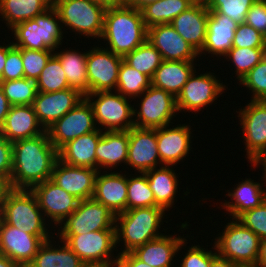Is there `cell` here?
<instances>
[{
	"mask_svg": "<svg viewBox=\"0 0 266 267\" xmlns=\"http://www.w3.org/2000/svg\"><path fill=\"white\" fill-rule=\"evenodd\" d=\"M58 150L50 142L47 131L29 139L12 143L11 189H29L51 179Z\"/></svg>",
	"mask_w": 266,
	"mask_h": 267,
	"instance_id": "obj_1",
	"label": "cell"
},
{
	"mask_svg": "<svg viewBox=\"0 0 266 267\" xmlns=\"http://www.w3.org/2000/svg\"><path fill=\"white\" fill-rule=\"evenodd\" d=\"M148 28L141 11L119 4L106 8L102 39L107 41L111 52L124 57L147 41Z\"/></svg>",
	"mask_w": 266,
	"mask_h": 267,
	"instance_id": "obj_2",
	"label": "cell"
},
{
	"mask_svg": "<svg viewBox=\"0 0 266 267\" xmlns=\"http://www.w3.org/2000/svg\"><path fill=\"white\" fill-rule=\"evenodd\" d=\"M164 211L166 210L162 207L133 208L115 215L116 245L123 241L125 246L119 254L132 252L135 248L163 236L158 229L163 222Z\"/></svg>",
	"mask_w": 266,
	"mask_h": 267,
	"instance_id": "obj_3",
	"label": "cell"
},
{
	"mask_svg": "<svg viewBox=\"0 0 266 267\" xmlns=\"http://www.w3.org/2000/svg\"><path fill=\"white\" fill-rule=\"evenodd\" d=\"M43 216L31 190L10 188L6 192L0 212V219L6 224L36 236H49Z\"/></svg>",
	"mask_w": 266,
	"mask_h": 267,
	"instance_id": "obj_4",
	"label": "cell"
},
{
	"mask_svg": "<svg viewBox=\"0 0 266 267\" xmlns=\"http://www.w3.org/2000/svg\"><path fill=\"white\" fill-rule=\"evenodd\" d=\"M59 15L51 6L45 12L26 20L11 28L17 48L30 50H53L59 48L63 39V31Z\"/></svg>",
	"mask_w": 266,
	"mask_h": 267,
	"instance_id": "obj_5",
	"label": "cell"
},
{
	"mask_svg": "<svg viewBox=\"0 0 266 267\" xmlns=\"http://www.w3.org/2000/svg\"><path fill=\"white\" fill-rule=\"evenodd\" d=\"M235 220V221H234ZM228 222L224 232L214 242V248L221 257L240 267H256L261 239L238 219Z\"/></svg>",
	"mask_w": 266,
	"mask_h": 267,
	"instance_id": "obj_6",
	"label": "cell"
},
{
	"mask_svg": "<svg viewBox=\"0 0 266 267\" xmlns=\"http://www.w3.org/2000/svg\"><path fill=\"white\" fill-rule=\"evenodd\" d=\"M52 6L63 26L77 34L101 39L106 11L104 6L90 0H56Z\"/></svg>",
	"mask_w": 266,
	"mask_h": 267,
	"instance_id": "obj_7",
	"label": "cell"
},
{
	"mask_svg": "<svg viewBox=\"0 0 266 267\" xmlns=\"http://www.w3.org/2000/svg\"><path fill=\"white\" fill-rule=\"evenodd\" d=\"M85 98L92 106L96 125L98 122L102 128L105 126V131H128L134 127V106L122 94L98 91L86 94ZM94 98L97 99L93 101Z\"/></svg>",
	"mask_w": 266,
	"mask_h": 267,
	"instance_id": "obj_8",
	"label": "cell"
},
{
	"mask_svg": "<svg viewBox=\"0 0 266 267\" xmlns=\"http://www.w3.org/2000/svg\"><path fill=\"white\" fill-rule=\"evenodd\" d=\"M61 243L70 249L86 264L108 267L118 262L111 257L116 246L115 230L92 231L81 235H59Z\"/></svg>",
	"mask_w": 266,
	"mask_h": 267,
	"instance_id": "obj_9",
	"label": "cell"
},
{
	"mask_svg": "<svg viewBox=\"0 0 266 267\" xmlns=\"http://www.w3.org/2000/svg\"><path fill=\"white\" fill-rule=\"evenodd\" d=\"M60 224L61 231L57 235H81L92 231L115 230V215L106 206L90 198L79 201L76 210Z\"/></svg>",
	"mask_w": 266,
	"mask_h": 267,
	"instance_id": "obj_10",
	"label": "cell"
},
{
	"mask_svg": "<svg viewBox=\"0 0 266 267\" xmlns=\"http://www.w3.org/2000/svg\"><path fill=\"white\" fill-rule=\"evenodd\" d=\"M139 97L143 98L138 103L139 110L134 108L135 127L161 128L169 125L175 113L178 112L176 97L161 88L151 85Z\"/></svg>",
	"mask_w": 266,
	"mask_h": 267,
	"instance_id": "obj_11",
	"label": "cell"
},
{
	"mask_svg": "<svg viewBox=\"0 0 266 267\" xmlns=\"http://www.w3.org/2000/svg\"><path fill=\"white\" fill-rule=\"evenodd\" d=\"M97 129L92 106L84 98L46 131L52 145L59 150L68 141Z\"/></svg>",
	"mask_w": 266,
	"mask_h": 267,
	"instance_id": "obj_12",
	"label": "cell"
},
{
	"mask_svg": "<svg viewBox=\"0 0 266 267\" xmlns=\"http://www.w3.org/2000/svg\"><path fill=\"white\" fill-rule=\"evenodd\" d=\"M246 155L252 164L266 154V100H251L240 109Z\"/></svg>",
	"mask_w": 266,
	"mask_h": 267,
	"instance_id": "obj_13",
	"label": "cell"
},
{
	"mask_svg": "<svg viewBox=\"0 0 266 267\" xmlns=\"http://www.w3.org/2000/svg\"><path fill=\"white\" fill-rule=\"evenodd\" d=\"M196 71L185 83L176 97L178 111L198 112L202 107L213 103L224 92L225 86L214 76V73L197 75Z\"/></svg>",
	"mask_w": 266,
	"mask_h": 267,
	"instance_id": "obj_14",
	"label": "cell"
},
{
	"mask_svg": "<svg viewBox=\"0 0 266 267\" xmlns=\"http://www.w3.org/2000/svg\"><path fill=\"white\" fill-rule=\"evenodd\" d=\"M123 57L108 49L93 47L87 51V79L89 93L116 89Z\"/></svg>",
	"mask_w": 266,
	"mask_h": 267,
	"instance_id": "obj_15",
	"label": "cell"
},
{
	"mask_svg": "<svg viewBox=\"0 0 266 267\" xmlns=\"http://www.w3.org/2000/svg\"><path fill=\"white\" fill-rule=\"evenodd\" d=\"M50 236H36L6 224L0 219V253L20 267H27L40 245Z\"/></svg>",
	"mask_w": 266,
	"mask_h": 267,
	"instance_id": "obj_16",
	"label": "cell"
},
{
	"mask_svg": "<svg viewBox=\"0 0 266 267\" xmlns=\"http://www.w3.org/2000/svg\"><path fill=\"white\" fill-rule=\"evenodd\" d=\"M84 98L85 95L74 88L49 93L38 92L33 108L38 122L46 131Z\"/></svg>",
	"mask_w": 266,
	"mask_h": 267,
	"instance_id": "obj_17",
	"label": "cell"
},
{
	"mask_svg": "<svg viewBox=\"0 0 266 267\" xmlns=\"http://www.w3.org/2000/svg\"><path fill=\"white\" fill-rule=\"evenodd\" d=\"M31 191L35 194L44 217H50L60 226L67 216L77 208L79 200L56 185L51 179L35 185Z\"/></svg>",
	"mask_w": 266,
	"mask_h": 267,
	"instance_id": "obj_18",
	"label": "cell"
},
{
	"mask_svg": "<svg viewBox=\"0 0 266 267\" xmlns=\"http://www.w3.org/2000/svg\"><path fill=\"white\" fill-rule=\"evenodd\" d=\"M126 164L138 170L140 174L157 168V164H161L158 154L156 129L134 126L129 130Z\"/></svg>",
	"mask_w": 266,
	"mask_h": 267,
	"instance_id": "obj_19",
	"label": "cell"
},
{
	"mask_svg": "<svg viewBox=\"0 0 266 267\" xmlns=\"http://www.w3.org/2000/svg\"><path fill=\"white\" fill-rule=\"evenodd\" d=\"M147 40L160 52L163 60L194 61L199 53L169 24L148 28Z\"/></svg>",
	"mask_w": 266,
	"mask_h": 267,
	"instance_id": "obj_20",
	"label": "cell"
},
{
	"mask_svg": "<svg viewBox=\"0 0 266 267\" xmlns=\"http://www.w3.org/2000/svg\"><path fill=\"white\" fill-rule=\"evenodd\" d=\"M97 173L98 170L70 166L58 159L54 165L51 180L82 201L92 198Z\"/></svg>",
	"mask_w": 266,
	"mask_h": 267,
	"instance_id": "obj_21",
	"label": "cell"
},
{
	"mask_svg": "<svg viewBox=\"0 0 266 267\" xmlns=\"http://www.w3.org/2000/svg\"><path fill=\"white\" fill-rule=\"evenodd\" d=\"M165 125L156 128L158 154L161 166H173L183 160L191 150V127L190 125H177L175 128H167Z\"/></svg>",
	"mask_w": 266,
	"mask_h": 267,
	"instance_id": "obj_22",
	"label": "cell"
},
{
	"mask_svg": "<svg viewBox=\"0 0 266 267\" xmlns=\"http://www.w3.org/2000/svg\"><path fill=\"white\" fill-rule=\"evenodd\" d=\"M100 174L99 170L95 178L92 198L106 206L114 215L125 212L127 210L128 177L118 172Z\"/></svg>",
	"mask_w": 266,
	"mask_h": 267,
	"instance_id": "obj_23",
	"label": "cell"
},
{
	"mask_svg": "<svg viewBox=\"0 0 266 267\" xmlns=\"http://www.w3.org/2000/svg\"><path fill=\"white\" fill-rule=\"evenodd\" d=\"M38 122L33 105L11 106L0 127V134L9 142L37 137L45 132Z\"/></svg>",
	"mask_w": 266,
	"mask_h": 267,
	"instance_id": "obj_24",
	"label": "cell"
},
{
	"mask_svg": "<svg viewBox=\"0 0 266 267\" xmlns=\"http://www.w3.org/2000/svg\"><path fill=\"white\" fill-rule=\"evenodd\" d=\"M208 16L207 6L193 4L175 17L170 24L199 53L205 42Z\"/></svg>",
	"mask_w": 266,
	"mask_h": 267,
	"instance_id": "obj_25",
	"label": "cell"
},
{
	"mask_svg": "<svg viewBox=\"0 0 266 267\" xmlns=\"http://www.w3.org/2000/svg\"><path fill=\"white\" fill-rule=\"evenodd\" d=\"M237 26L238 23L229 17L209 11L205 42L199 55L208 52L219 57L225 56L233 47L232 42Z\"/></svg>",
	"mask_w": 266,
	"mask_h": 267,
	"instance_id": "obj_26",
	"label": "cell"
},
{
	"mask_svg": "<svg viewBox=\"0 0 266 267\" xmlns=\"http://www.w3.org/2000/svg\"><path fill=\"white\" fill-rule=\"evenodd\" d=\"M102 130L99 127L91 133L68 141L58 150L59 160L70 166L96 170V148Z\"/></svg>",
	"mask_w": 266,
	"mask_h": 267,
	"instance_id": "obj_27",
	"label": "cell"
},
{
	"mask_svg": "<svg viewBox=\"0 0 266 267\" xmlns=\"http://www.w3.org/2000/svg\"><path fill=\"white\" fill-rule=\"evenodd\" d=\"M185 241L187 240L179 235H163L135 248L132 253L152 267H171L174 256L182 249Z\"/></svg>",
	"mask_w": 266,
	"mask_h": 267,
	"instance_id": "obj_28",
	"label": "cell"
},
{
	"mask_svg": "<svg viewBox=\"0 0 266 267\" xmlns=\"http://www.w3.org/2000/svg\"><path fill=\"white\" fill-rule=\"evenodd\" d=\"M128 143L129 130L102 132L96 148V170L114 168L121 162L127 163Z\"/></svg>",
	"mask_w": 266,
	"mask_h": 267,
	"instance_id": "obj_29",
	"label": "cell"
},
{
	"mask_svg": "<svg viewBox=\"0 0 266 267\" xmlns=\"http://www.w3.org/2000/svg\"><path fill=\"white\" fill-rule=\"evenodd\" d=\"M194 64V61L163 60L151 79L152 85L177 97L196 71Z\"/></svg>",
	"mask_w": 266,
	"mask_h": 267,
	"instance_id": "obj_30",
	"label": "cell"
},
{
	"mask_svg": "<svg viewBox=\"0 0 266 267\" xmlns=\"http://www.w3.org/2000/svg\"><path fill=\"white\" fill-rule=\"evenodd\" d=\"M243 181L237 184L232 192H228L227 196L232 202L222 203V207L228 211L232 219H237L245 211L260 206L266 200V191L262 189L260 183L251 179Z\"/></svg>",
	"mask_w": 266,
	"mask_h": 267,
	"instance_id": "obj_31",
	"label": "cell"
},
{
	"mask_svg": "<svg viewBox=\"0 0 266 267\" xmlns=\"http://www.w3.org/2000/svg\"><path fill=\"white\" fill-rule=\"evenodd\" d=\"M169 166L163 165L159 168L145 172L148 184L155 198V203L165 210H169L174 203L176 192H178V179L176 173Z\"/></svg>",
	"mask_w": 266,
	"mask_h": 267,
	"instance_id": "obj_32",
	"label": "cell"
},
{
	"mask_svg": "<svg viewBox=\"0 0 266 267\" xmlns=\"http://www.w3.org/2000/svg\"><path fill=\"white\" fill-rule=\"evenodd\" d=\"M50 239L44 241L27 267H84L86 264L63 242L53 247Z\"/></svg>",
	"mask_w": 266,
	"mask_h": 267,
	"instance_id": "obj_33",
	"label": "cell"
},
{
	"mask_svg": "<svg viewBox=\"0 0 266 267\" xmlns=\"http://www.w3.org/2000/svg\"><path fill=\"white\" fill-rule=\"evenodd\" d=\"M52 6L49 0H0V14L11 29L26 20L33 19Z\"/></svg>",
	"mask_w": 266,
	"mask_h": 267,
	"instance_id": "obj_34",
	"label": "cell"
},
{
	"mask_svg": "<svg viewBox=\"0 0 266 267\" xmlns=\"http://www.w3.org/2000/svg\"><path fill=\"white\" fill-rule=\"evenodd\" d=\"M59 59L65 72L66 79L70 88L79 90L83 95L89 94V84L87 79V52L63 50L54 53Z\"/></svg>",
	"mask_w": 266,
	"mask_h": 267,
	"instance_id": "obj_35",
	"label": "cell"
},
{
	"mask_svg": "<svg viewBox=\"0 0 266 267\" xmlns=\"http://www.w3.org/2000/svg\"><path fill=\"white\" fill-rule=\"evenodd\" d=\"M192 5L189 0H159L144 6L140 11L143 22L149 28L158 24H169Z\"/></svg>",
	"mask_w": 266,
	"mask_h": 267,
	"instance_id": "obj_36",
	"label": "cell"
},
{
	"mask_svg": "<svg viewBox=\"0 0 266 267\" xmlns=\"http://www.w3.org/2000/svg\"><path fill=\"white\" fill-rule=\"evenodd\" d=\"M152 85L151 78L131 67L124 60L118 72L116 92L124 97L136 98Z\"/></svg>",
	"mask_w": 266,
	"mask_h": 267,
	"instance_id": "obj_37",
	"label": "cell"
},
{
	"mask_svg": "<svg viewBox=\"0 0 266 267\" xmlns=\"http://www.w3.org/2000/svg\"><path fill=\"white\" fill-rule=\"evenodd\" d=\"M123 60L151 79L163 61L160 52L148 40L132 52L126 54Z\"/></svg>",
	"mask_w": 266,
	"mask_h": 267,
	"instance_id": "obj_38",
	"label": "cell"
},
{
	"mask_svg": "<svg viewBox=\"0 0 266 267\" xmlns=\"http://www.w3.org/2000/svg\"><path fill=\"white\" fill-rule=\"evenodd\" d=\"M0 88L11 106L33 105L38 93L37 80L30 78L0 81Z\"/></svg>",
	"mask_w": 266,
	"mask_h": 267,
	"instance_id": "obj_39",
	"label": "cell"
},
{
	"mask_svg": "<svg viewBox=\"0 0 266 267\" xmlns=\"http://www.w3.org/2000/svg\"><path fill=\"white\" fill-rule=\"evenodd\" d=\"M141 175L128 178L127 210L133 208L159 207L155 203L154 194L149 187L146 174L141 173Z\"/></svg>",
	"mask_w": 266,
	"mask_h": 267,
	"instance_id": "obj_40",
	"label": "cell"
},
{
	"mask_svg": "<svg viewBox=\"0 0 266 267\" xmlns=\"http://www.w3.org/2000/svg\"><path fill=\"white\" fill-rule=\"evenodd\" d=\"M38 92L49 93L70 88L59 59L53 55L37 79Z\"/></svg>",
	"mask_w": 266,
	"mask_h": 267,
	"instance_id": "obj_41",
	"label": "cell"
},
{
	"mask_svg": "<svg viewBox=\"0 0 266 267\" xmlns=\"http://www.w3.org/2000/svg\"><path fill=\"white\" fill-rule=\"evenodd\" d=\"M266 55V48L232 47L225 55L226 59L232 60L236 68L239 82L243 77Z\"/></svg>",
	"mask_w": 266,
	"mask_h": 267,
	"instance_id": "obj_42",
	"label": "cell"
},
{
	"mask_svg": "<svg viewBox=\"0 0 266 267\" xmlns=\"http://www.w3.org/2000/svg\"><path fill=\"white\" fill-rule=\"evenodd\" d=\"M255 2L256 0H210L207 8L241 24L245 23L247 12Z\"/></svg>",
	"mask_w": 266,
	"mask_h": 267,
	"instance_id": "obj_43",
	"label": "cell"
},
{
	"mask_svg": "<svg viewBox=\"0 0 266 267\" xmlns=\"http://www.w3.org/2000/svg\"><path fill=\"white\" fill-rule=\"evenodd\" d=\"M54 52L53 50H30L22 48L24 78L37 80L49 59L54 55Z\"/></svg>",
	"mask_w": 266,
	"mask_h": 267,
	"instance_id": "obj_44",
	"label": "cell"
},
{
	"mask_svg": "<svg viewBox=\"0 0 266 267\" xmlns=\"http://www.w3.org/2000/svg\"><path fill=\"white\" fill-rule=\"evenodd\" d=\"M251 90V100H266V55L240 81Z\"/></svg>",
	"mask_w": 266,
	"mask_h": 267,
	"instance_id": "obj_45",
	"label": "cell"
},
{
	"mask_svg": "<svg viewBox=\"0 0 266 267\" xmlns=\"http://www.w3.org/2000/svg\"><path fill=\"white\" fill-rule=\"evenodd\" d=\"M233 47L266 48V37L246 23L238 24Z\"/></svg>",
	"mask_w": 266,
	"mask_h": 267,
	"instance_id": "obj_46",
	"label": "cell"
},
{
	"mask_svg": "<svg viewBox=\"0 0 266 267\" xmlns=\"http://www.w3.org/2000/svg\"><path fill=\"white\" fill-rule=\"evenodd\" d=\"M237 219L261 240L266 238V200L260 206L245 211Z\"/></svg>",
	"mask_w": 266,
	"mask_h": 267,
	"instance_id": "obj_47",
	"label": "cell"
},
{
	"mask_svg": "<svg viewBox=\"0 0 266 267\" xmlns=\"http://www.w3.org/2000/svg\"><path fill=\"white\" fill-rule=\"evenodd\" d=\"M24 78L22 48L13 46L8 52L0 81Z\"/></svg>",
	"mask_w": 266,
	"mask_h": 267,
	"instance_id": "obj_48",
	"label": "cell"
},
{
	"mask_svg": "<svg viewBox=\"0 0 266 267\" xmlns=\"http://www.w3.org/2000/svg\"><path fill=\"white\" fill-rule=\"evenodd\" d=\"M199 245H192L181 260L180 267H210L211 260L218 254L211 250L206 251Z\"/></svg>",
	"mask_w": 266,
	"mask_h": 267,
	"instance_id": "obj_49",
	"label": "cell"
},
{
	"mask_svg": "<svg viewBox=\"0 0 266 267\" xmlns=\"http://www.w3.org/2000/svg\"><path fill=\"white\" fill-rule=\"evenodd\" d=\"M245 23L266 37V0H256L247 12Z\"/></svg>",
	"mask_w": 266,
	"mask_h": 267,
	"instance_id": "obj_50",
	"label": "cell"
},
{
	"mask_svg": "<svg viewBox=\"0 0 266 267\" xmlns=\"http://www.w3.org/2000/svg\"><path fill=\"white\" fill-rule=\"evenodd\" d=\"M12 171V143L0 134V177L9 182Z\"/></svg>",
	"mask_w": 266,
	"mask_h": 267,
	"instance_id": "obj_51",
	"label": "cell"
},
{
	"mask_svg": "<svg viewBox=\"0 0 266 267\" xmlns=\"http://www.w3.org/2000/svg\"><path fill=\"white\" fill-rule=\"evenodd\" d=\"M118 262L123 267H152L147 263L139 260L132 252L118 254Z\"/></svg>",
	"mask_w": 266,
	"mask_h": 267,
	"instance_id": "obj_52",
	"label": "cell"
},
{
	"mask_svg": "<svg viewBox=\"0 0 266 267\" xmlns=\"http://www.w3.org/2000/svg\"><path fill=\"white\" fill-rule=\"evenodd\" d=\"M11 105L0 88V127L3 125Z\"/></svg>",
	"mask_w": 266,
	"mask_h": 267,
	"instance_id": "obj_53",
	"label": "cell"
},
{
	"mask_svg": "<svg viewBox=\"0 0 266 267\" xmlns=\"http://www.w3.org/2000/svg\"><path fill=\"white\" fill-rule=\"evenodd\" d=\"M210 267H240V266L217 254L211 260Z\"/></svg>",
	"mask_w": 266,
	"mask_h": 267,
	"instance_id": "obj_54",
	"label": "cell"
},
{
	"mask_svg": "<svg viewBox=\"0 0 266 267\" xmlns=\"http://www.w3.org/2000/svg\"><path fill=\"white\" fill-rule=\"evenodd\" d=\"M159 0H122V3L138 10H141L144 6L151 4Z\"/></svg>",
	"mask_w": 266,
	"mask_h": 267,
	"instance_id": "obj_55",
	"label": "cell"
},
{
	"mask_svg": "<svg viewBox=\"0 0 266 267\" xmlns=\"http://www.w3.org/2000/svg\"><path fill=\"white\" fill-rule=\"evenodd\" d=\"M13 47V44L10 42L7 46H0V79L2 77V72L6 62L7 52Z\"/></svg>",
	"mask_w": 266,
	"mask_h": 267,
	"instance_id": "obj_56",
	"label": "cell"
},
{
	"mask_svg": "<svg viewBox=\"0 0 266 267\" xmlns=\"http://www.w3.org/2000/svg\"><path fill=\"white\" fill-rule=\"evenodd\" d=\"M257 265H266V238L261 240Z\"/></svg>",
	"mask_w": 266,
	"mask_h": 267,
	"instance_id": "obj_57",
	"label": "cell"
},
{
	"mask_svg": "<svg viewBox=\"0 0 266 267\" xmlns=\"http://www.w3.org/2000/svg\"><path fill=\"white\" fill-rule=\"evenodd\" d=\"M94 3L100 4L105 8H110L119 4H122V0H90Z\"/></svg>",
	"mask_w": 266,
	"mask_h": 267,
	"instance_id": "obj_58",
	"label": "cell"
},
{
	"mask_svg": "<svg viewBox=\"0 0 266 267\" xmlns=\"http://www.w3.org/2000/svg\"><path fill=\"white\" fill-rule=\"evenodd\" d=\"M10 189L8 182L0 177V203H3L6 192Z\"/></svg>",
	"mask_w": 266,
	"mask_h": 267,
	"instance_id": "obj_59",
	"label": "cell"
},
{
	"mask_svg": "<svg viewBox=\"0 0 266 267\" xmlns=\"http://www.w3.org/2000/svg\"><path fill=\"white\" fill-rule=\"evenodd\" d=\"M0 267H20L17 263L0 253Z\"/></svg>",
	"mask_w": 266,
	"mask_h": 267,
	"instance_id": "obj_60",
	"label": "cell"
},
{
	"mask_svg": "<svg viewBox=\"0 0 266 267\" xmlns=\"http://www.w3.org/2000/svg\"><path fill=\"white\" fill-rule=\"evenodd\" d=\"M258 164L260 165H263V169H264V171H265V173H263L264 175H263V177L265 178V180H266V154L265 155H263V156H261L254 164H252L254 167L257 165L258 166Z\"/></svg>",
	"mask_w": 266,
	"mask_h": 267,
	"instance_id": "obj_61",
	"label": "cell"
},
{
	"mask_svg": "<svg viewBox=\"0 0 266 267\" xmlns=\"http://www.w3.org/2000/svg\"><path fill=\"white\" fill-rule=\"evenodd\" d=\"M192 4H200L207 6L210 2V0H189Z\"/></svg>",
	"mask_w": 266,
	"mask_h": 267,
	"instance_id": "obj_62",
	"label": "cell"
},
{
	"mask_svg": "<svg viewBox=\"0 0 266 267\" xmlns=\"http://www.w3.org/2000/svg\"><path fill=\"white\" fill-rule=\"evenodd\" d=\"M123 267L119 262L109 265L108 267Z\"/></svg>",
	"mask_w": 266,
	"mask_h": 267,
	"instance_id": "obj_63",
	"label": "cell"
},
{
	"mask_svg": "<svg viewBox=\"0 0 266 267\" xmlns=\"http://www.w3.org/2000/svg\"><path fill=\"white\" fill-rule=\"evenodd\" d=\"M84 267H104V266H98V265H85Z\"/></svg>",
	"mask_w": 266,
	"mask_h": 267,
	"instance_id": "obj_64",
	"label": "cell"
},
{
	"mask_svg": "<svg viewBox=\"0 0 266 267\" xmlns=\"http://www.w3.org/2000/svg\"><path fill=\"white\" fill-rule=\"evenodd\" d=\"M256 267H266V265H256Z\"/></svg>",
	"mask_w": 266,
	"mask_h": 267,
	"instance_id": "obj_65",
	"label": "cell"
},
{
	"mask_svg": "<svg viewBox=\"0 0 266 267\" xmlns=\"http://www.w3.org/2000/svg\"><path fill=\"white\" fill-rule=\"evenodd\" d=\"M52 4L56 1V0H49Z\"/></svg>",
	"mask_w": 266,
	"mask_h": 267,
	"instance_id": "obj_66",
	"label": "cell"
}]
</instances>
